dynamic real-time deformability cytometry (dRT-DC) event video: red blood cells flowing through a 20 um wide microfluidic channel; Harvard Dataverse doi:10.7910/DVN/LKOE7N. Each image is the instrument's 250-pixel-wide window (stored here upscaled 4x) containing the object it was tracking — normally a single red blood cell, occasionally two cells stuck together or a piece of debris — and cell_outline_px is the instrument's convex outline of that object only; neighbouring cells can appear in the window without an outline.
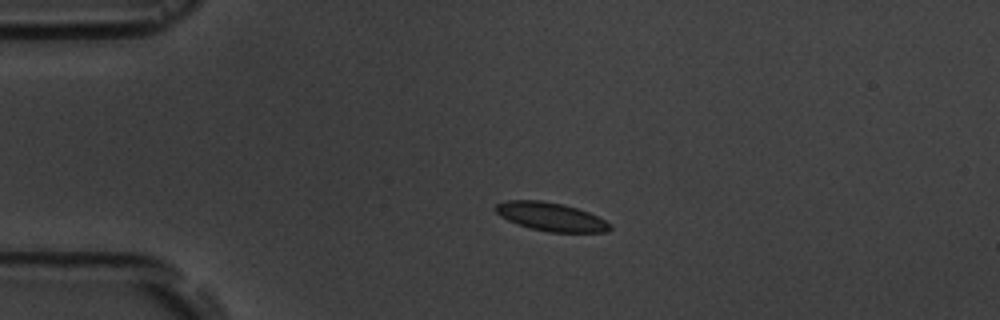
{"species": "common noctule bat (a hibernating species)", "species_latin": "Nyctalus noctula", "temperature_condition": "room temperature", "stored_images_in_passage": 2, "camera_frame_rate_fps": 3000, "um_per_image_px": 0.085, "animal": {"sex": "male", "body_mass_g": 19.5, "forearm_length_mm": 54.6}, "frame": {"image": 1, "passage_image": 1, "time_ms": 0.0, "image_size_px": [1000, 320], "cell_outline_px": [[612, 228], [608, 232], [548, 232], [516, 224], [500, 216], [492, 208], [496, 204], [508, 200], [540, 200], [564, 204], [588, 212], [612, 224]], "centroid_in_image_um": [46.81, 18.42], "position_along_channel_um": 38.2, "area_um2": 19.02}}